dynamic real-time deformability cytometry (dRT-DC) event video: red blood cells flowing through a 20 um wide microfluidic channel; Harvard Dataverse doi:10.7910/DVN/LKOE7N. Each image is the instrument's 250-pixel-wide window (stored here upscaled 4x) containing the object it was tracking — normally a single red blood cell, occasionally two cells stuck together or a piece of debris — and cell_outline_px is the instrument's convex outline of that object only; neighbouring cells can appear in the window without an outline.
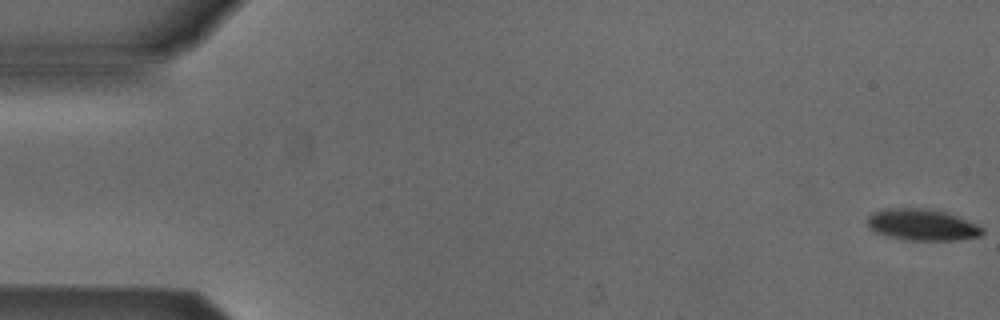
{"species": "Egyptian fruit bat (a non-hibernating species)", "species_latin": "Rousettus aegyptiacus", "temperature_condition": "cold", "stored_images_in_passage": 6, "camera_frame_rate_fps": 3000, "um_per_image_px": 0.085, "animal": {"sex": "male"}, "frame": {"image": 1, "passage_image": 1, "time_ms": 0.0, "image_size_px": [1000, 320], "cell_outline_px": [[984, 232], [980, 236], [956, 240], [912, 240], [888, 236], [876, 232], [868, 228], [868, 216], [872, 212], [884, 208], [940, 208], [976, 224], [984, 228]], "centroid_in_image_um": [78.4, 19.07], "position_along_channel_um": 6.6, "area_um2": 21.39}}
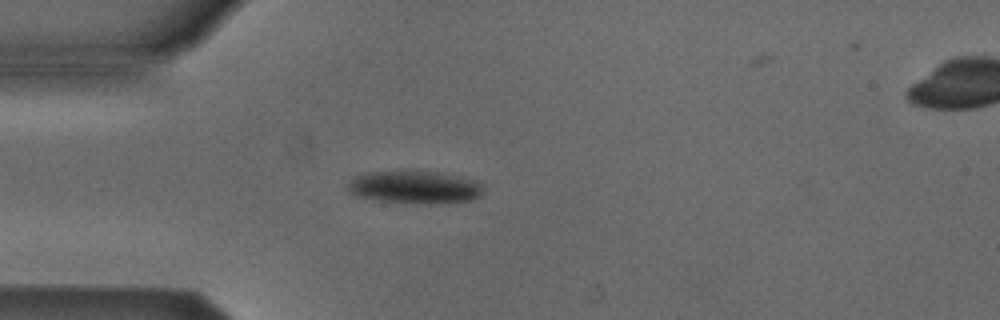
{"frame": {"image": 2, "passage_image": 5, "time_ms": 1.333, "image_size_px": [1000, 320], "cell_outline_px": [[484, 192], [480, 196], [472, 200], [436, 204], [408, 204], [372, 200], [356, 196], [348, 192], [348, 180], [352, 176], [368, 172], [436, 172], [476, 180], [480, 184]], "centroid_in_image_um": [35.2, 15.95], "position_along_channel_um": 49.8, "area_um2": 26.18}}